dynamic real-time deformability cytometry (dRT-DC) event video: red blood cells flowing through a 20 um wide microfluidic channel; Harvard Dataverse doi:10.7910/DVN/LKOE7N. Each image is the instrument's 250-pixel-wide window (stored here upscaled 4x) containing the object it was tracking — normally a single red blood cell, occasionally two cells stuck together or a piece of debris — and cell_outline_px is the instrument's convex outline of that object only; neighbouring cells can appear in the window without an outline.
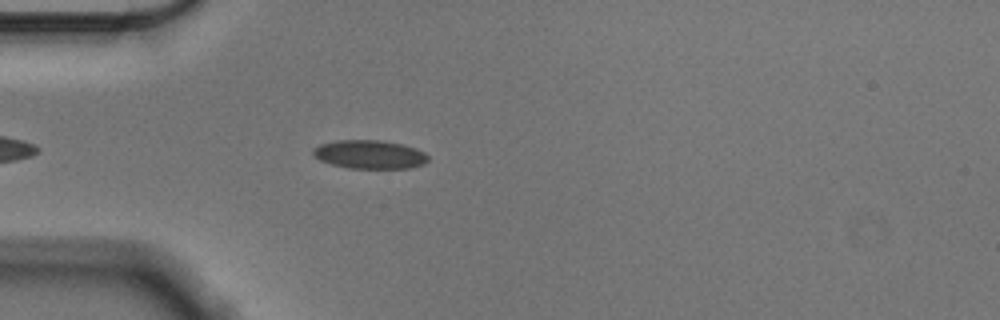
{"species": "Egyptian fruit bat (a non-hibernating species)", "species_latin": "Rousettus aegyptiacus", "temperature_condition": "cold", "stored_images_in_passage": 37, "camera_frame_rate_fps": 3000, "um_per_image_px": 0.085, "animal": {"sex": "male"}, "frame": {"image": 1, "passage_image": 3, "time_ms": 0.667, "image_size_px": [1000, 320], "cell_outline_px": [[428, 160], [424, 164], [412, 168], [348, 168], [332, 164], [320, 160], [312, 152], [312, 148], [320, 144], [336, 140], [380, 140], [400, 144], [416, 148], [424, 152], [428, 156]], "centroid_in_image_um": [31.42, 13.12], "position_along_channel_um": 53.6, "area_um2": 19.13}}
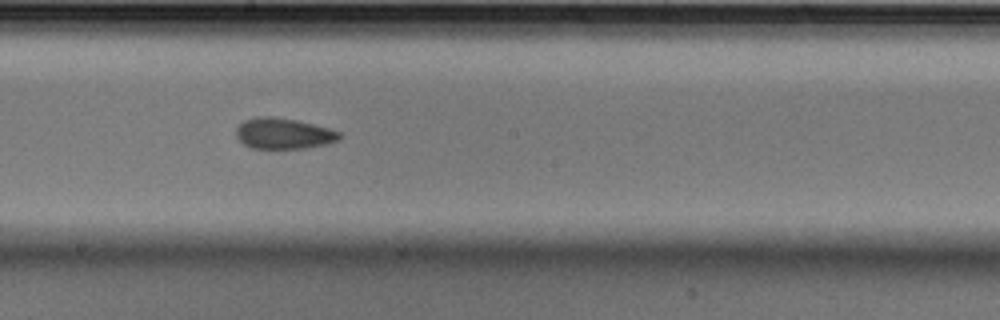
{"frame": {"image": 2, "passage_image": 18, "time_ms": 5.667, "image_size_px": [1000, 320], "cell_outline_px": [[344, 136], [340, 140], [324, 144], [304, 148], [252, 148], [244, 144], [236, 136], [236, 128], [244, 120], [256, 116], [272, 116], [296, 120], [328, 128], [340, 132]], "centroid_in_image_um": [24.1, 11.34], "position_along_channel_um": 224.1, "area_um2": 18.55}}
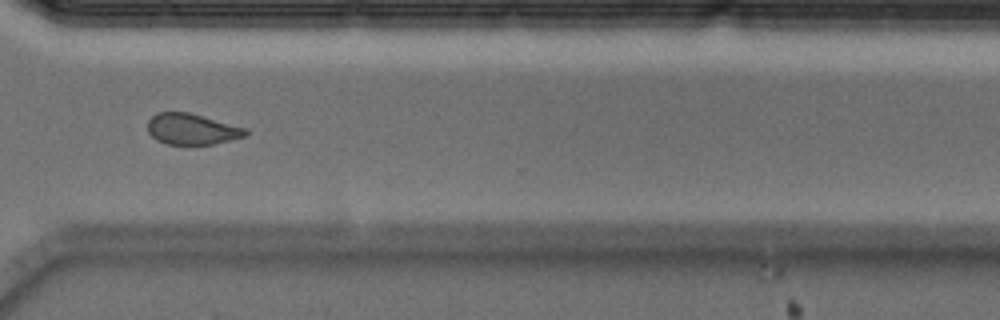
{"frame": {"image": 3, "passage_image": 29, "time_ms": 9.333, "image_size_px": [1000, 320], "cell_outline_px": [[248, 136], [212, 144], [168, 144], [156, 140], [148, 132], [148, 120], [156, 112], [188, 112], [248, 128]], "centroid_in_image_um": [16.33, 10.97], "position_along_channel_um": 354.3, "area_um2": 17.74}, "authors_computed_cell_mechanics": {"area_um2": 18.7272, "velocity_mm_per_s": 3.5533, "shape_relaxation_time_tau1_ms": 8.7256, "shape_relaxation_time_tau2_ms": 3.1015, "deformation_change_tau1": 0.14, "deformation_change_tau2": 0.0845}}